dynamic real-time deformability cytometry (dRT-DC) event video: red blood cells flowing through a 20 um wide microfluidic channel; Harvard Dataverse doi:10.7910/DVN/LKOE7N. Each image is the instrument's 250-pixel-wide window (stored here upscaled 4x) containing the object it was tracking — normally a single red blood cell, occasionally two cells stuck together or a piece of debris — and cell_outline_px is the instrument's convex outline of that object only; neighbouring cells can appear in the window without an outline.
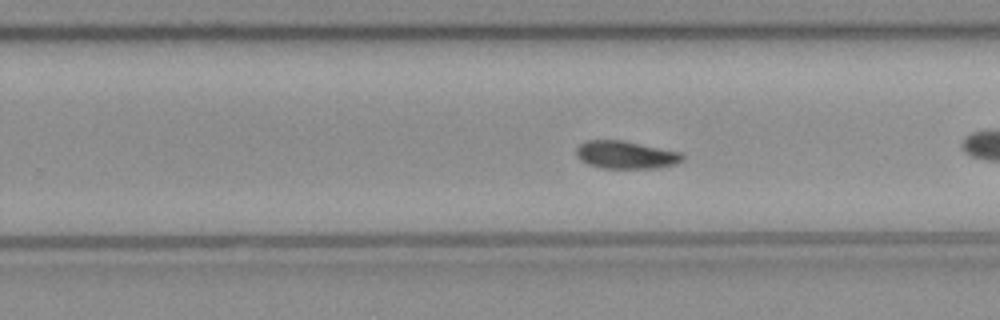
{"species": "common noctule bat (a hibernating species)", "species_latin": "Nyctalus noctula", "temperature_condition": "cold", "stored_images_in_passage": 36, "camera_frame_rate_fps": 3000, "um_per_image_px": 0.085, "animal": {"sex": "female", "body_mass_g": 21.9}, "frame": {"image": 1, "passage_image": 16, "time_ms": 5.0, "image_size_px": [1000, 320], "cell_outline_px": [[684, 160], [676, 164], [656, 168], [600, 168], [588, 164], [580, 160], [576, 156], [576, 148], [584, 140], [624, 140], [680, 152], [684, 156]], "centroid_in_image_um": [53.18, 13.16], "position_along_channel_um": 276.6, "area_um2": 17.34}}
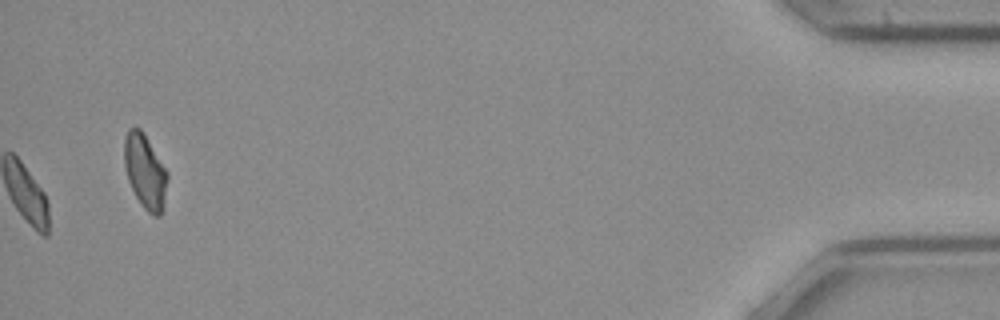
{"frame": {"image": 2, "passage_image": 36, "time_ms": 11.667, "image_size_px": [1000, 320], "cell_outline_px": [[168, 180], [160, 216], [152, 216], [140, 204], [128, 180], [124, 164], [124, 136], [128, 128], [140, 128], [168, 172]], "centroid_in_image_um": [12.32, 14.57], "position_along_channel_um": 422.9, "area_um2": 18.5}, "authors_computed_cell_mechanics": {"area_um2": 17.051, "velocity_mm_per_s": 3.9724, "shape_relaxation_time_tau1_ms": 5.2949, "shape_relaxation_time_tau2_ms": null, "deformation_change_tau1": 0.112, "deformation_change_tau2": null}}